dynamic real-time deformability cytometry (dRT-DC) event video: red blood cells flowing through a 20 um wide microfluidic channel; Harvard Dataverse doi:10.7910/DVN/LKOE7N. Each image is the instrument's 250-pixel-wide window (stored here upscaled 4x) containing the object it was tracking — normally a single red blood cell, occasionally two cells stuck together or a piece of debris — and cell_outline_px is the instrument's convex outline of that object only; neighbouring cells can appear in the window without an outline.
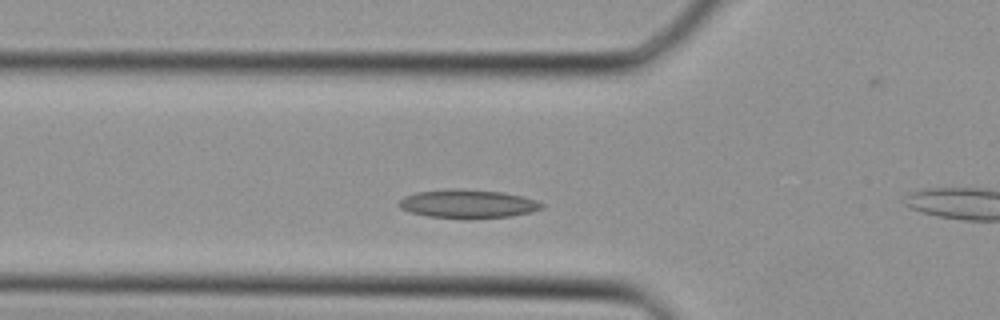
{"species": "Egyptian fruit bat (a non-hibernating species)", "species_latin": "Rousettus aegyptiacus", "temperature_condition": "cold", "stored_images_in_passage": 27, "camera_frame_rate_fps": 3000, "um_per_image_px": 0.085, "animal": {"sex": "female"}, "frame": {"image": 1, "passage_image": 5, "time_ms": 1.333, "image_size_px": [1000, 320], "cell_outline_px": [[544, 208], [532, 212], [512, 216], [428, 216], [412, 212], [400, 208], [396, 204], [404, 196], [416, 192], [448, 188], [460, 188], [504, 192], [536, 200], [544, 204]], "centroid_in_image_um": [39.76, 17.27], "position_along_channel_um": 86.0, "area_um2": 23.12}}
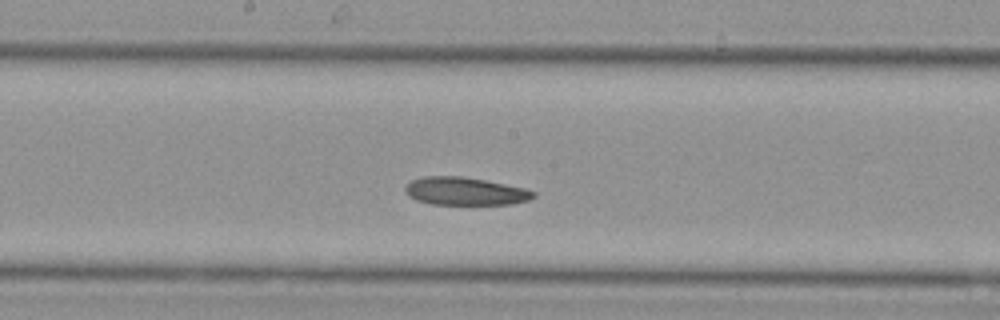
{"frame": {"image": 2, "passage_image": 12, "time_ms": 3.667, "image_size_px": [1000, 320], "cell_outline_px": [[536, 196], [528, 200], [512, 204], [432, 204], [416, 200], [408, 196], [404, 188], [412, 180], [424, 176], [460, 176], [484, 180], [524, 188], [536, 192]], "centroid_in_image_um": [39.53, 16.26], "position_along_channel_um": 208.7, "area_um2": 20.69}}
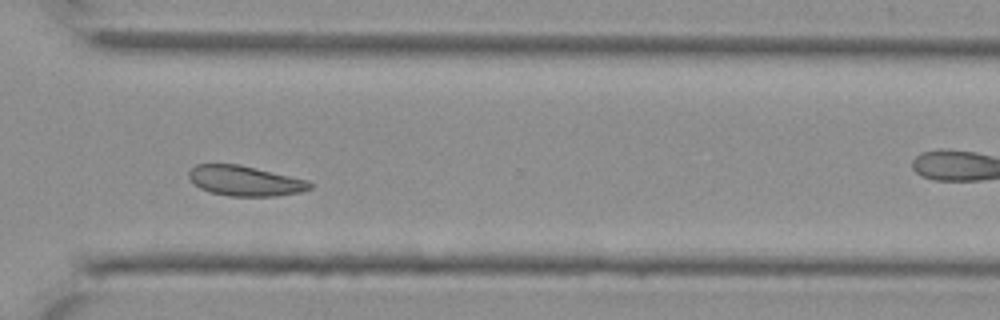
{"frame": {"image": 3, "passage_image": 20, "time_ms": 6.333, "image_size_px": [1000, 320], "cell_outline_px": [[312, 188], [300, 192], [276, 196], [228, 196], [208, 192], [200, 188], [188, 176], [188, 172], [196, 164], [240, 164], [308, 180], [312, 184]], "centroid_in_image_um": [20.83, 15.37], "position_along_channel_um": 349.8, "area_um2": 21.27}}